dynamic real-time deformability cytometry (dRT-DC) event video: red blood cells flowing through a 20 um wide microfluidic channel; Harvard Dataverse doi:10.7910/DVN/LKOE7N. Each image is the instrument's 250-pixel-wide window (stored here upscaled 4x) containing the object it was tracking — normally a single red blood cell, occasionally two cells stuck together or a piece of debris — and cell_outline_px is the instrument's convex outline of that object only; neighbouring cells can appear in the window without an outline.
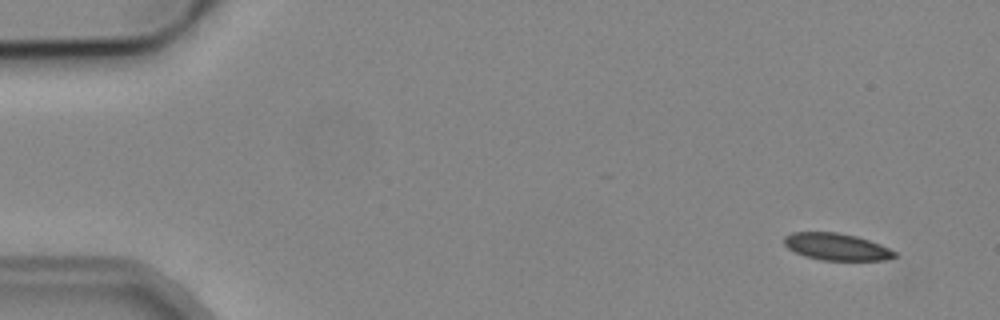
{"species": "common noctule bat (a hibernating species)", "species_latin": "Nyctalus noctula", "temperature_condition": "cold", "stored_images_in_passage": 8, "camera_frame_rate_fps": 3000, "um_per_image_px": 0.085, "animal": {"sex": "male", "body_mass_g": 19.2, "forearm_length_mm": 51.8}, "frame": {"image": 1, "passage_image": 1, "time_ms": 0.0, "image_size_px": [1000, 320], "cell_outline_px": [[896, 256], [884, 260], [824, 260], [804, 256], [788, 248], [784, 244], [784, 236], [792, 232], [836, 232], [856, 236], [880, 244], [896, 252]], "centroid_in_image_um": [71.08, 20.97], "position_along_channel_um": 13.9, "area_um2": 17.22}}
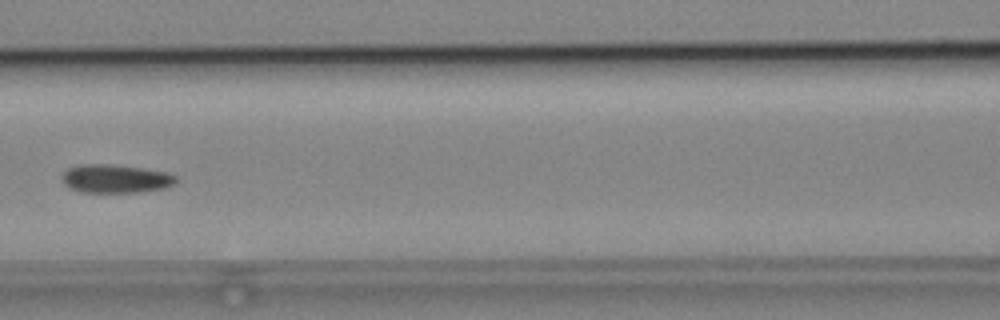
{"frame": {"image": 2, "passage_image": 7, "time_ms": 7.0, "image_size_px": [1000, 320], "cell_outline_px": [[176, 180], [172, 184], [164, 188], [136, 192], [84, 192], [72, 188], [64, 184], [64, 172], [68, 168], [80, 164], [112, 164], [140, 168], [164, 172], [176, 176]], "centroid_in_image_um": [9.81, 15.18], "position_along_channel_um": 156.8, "area_um2": 18.44}}